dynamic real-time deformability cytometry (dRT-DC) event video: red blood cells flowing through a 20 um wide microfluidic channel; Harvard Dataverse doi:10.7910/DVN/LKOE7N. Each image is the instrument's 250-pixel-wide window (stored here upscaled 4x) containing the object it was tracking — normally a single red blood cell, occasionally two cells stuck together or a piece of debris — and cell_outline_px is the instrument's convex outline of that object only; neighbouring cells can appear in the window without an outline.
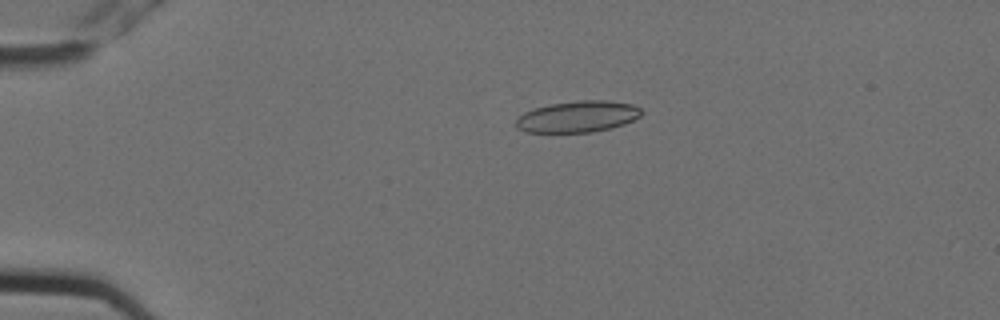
{"species": "Egyptian fruit bat (a non-hibernating species)", "species_latin": "Rousettus aegyptiacus", "temperature_condition": "cold", "stored_images_in_passage": 13, "camera_frame_rate_fps": 3000, "um_per_image_px": 0.085, "animal": {"sex": "female"}, "frame": {"image": 1, "passage_image": 1, "time_ms": 0.0, "image_size_px": [1000, 320], "cell_outline_px": [[644, 112], [640, 116], [624, 124], [612, 128], [592, 132], [524, 132], [516, 128], [516, 120], [524, 112], [532, 108], [548, 104], [580, 100], [608, 100], [632, 104], [640, 108]], "centroid_in_image_um": [49.1, 9.9], "position_along_channel_um": 35.9, "area_um2": 23.12}}
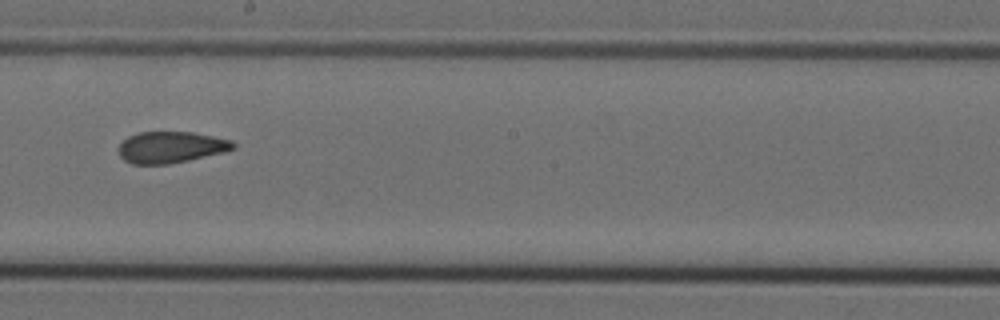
{"frame": {"image": 2, "passage_image": 7, "time_ms": 2.0, "image_size_px": [1000, 320], "cell_outline_px": [[236, 148], [224, 152], [188, 160], [168, 164], [132, 164], [124, 160], [120, 156], [116, 148], [128, 136], [140, 132], [192, 132], [232, 140], [236, 144]], "centroid_in_image_um": [14.51, 12.51], "position_along_channel_um": 233.7, "area_um2": 21.04}}
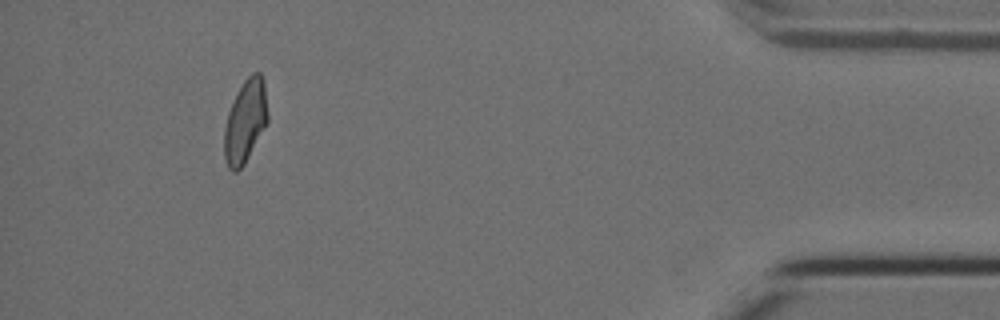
{"frame": {"image": 3, "passage_image": 12, "time_ms": 3.667, "image_size_px": [1000, 320], "cell_outline_px": [[268, 120], [244, 164], [236, 172], [232, 172], [228, 168], [224, 156], [224, 128], [228, 112], [236, 92], [244, 80], [252, 72], [260, 72], [264, 80], [268, 112]], "centroid_in_image_um": [20.84, 10.28], "position_along_channel_um": 414.4, "area_um2": 21.04}}